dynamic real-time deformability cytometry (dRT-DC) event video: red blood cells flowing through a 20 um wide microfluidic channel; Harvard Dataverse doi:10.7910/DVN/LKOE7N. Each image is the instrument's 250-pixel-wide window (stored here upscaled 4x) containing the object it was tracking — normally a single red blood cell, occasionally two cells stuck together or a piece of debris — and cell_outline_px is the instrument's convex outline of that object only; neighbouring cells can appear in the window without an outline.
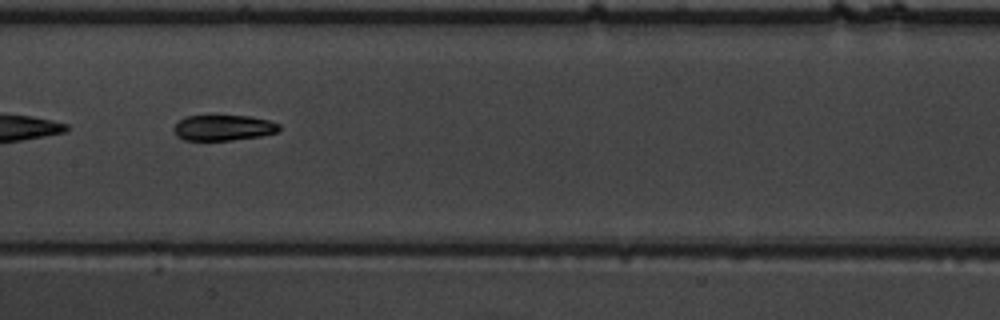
{"species": "common noctule bat (a hibernating species)", "species_latin": "Nyctalus noctula", "temperature_condition": "warm", "stored_images_in_passage": 37, "camera_frame_rate_fps": 3000, "um_per_image_px": 0.085, "animal": {"sex": "male", "body_mass_g": 19.5, "forearm_length_mm": 54.6}, "frame": {"image": 1, "passage_image": 11, "time_ms": 3.333, "image_size_px": [1000, 320], "cell_outline_px": [[280, 128], [276, 132], [260, 136], [232, 140], [184, 140], [176, 136], [172, 128], [184, 116], [252, 116], [268, 120], [280, 124]], "centroid_in_image_um": [18.97, 10.86], "position_along_channel_um": 188.4, "area_um2": 15.72}}
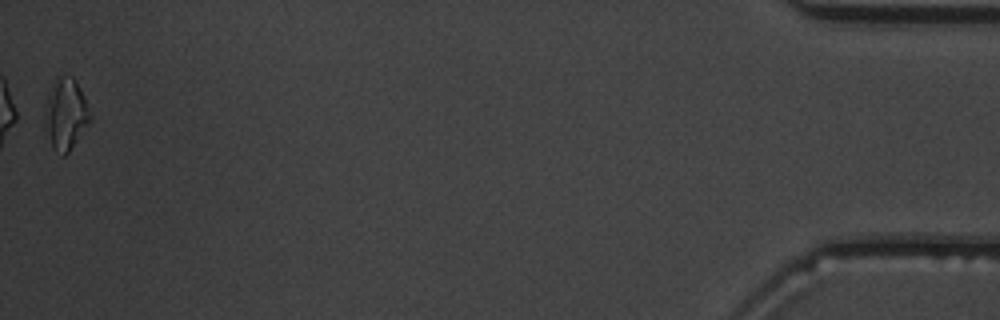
{"frame": {"image": 2, "passage_image": 37, "time_ms": 12.0, "image_size_px": [1000, 320], "cell_outline_px": [[92, 120], [68, 152], [64, 156], [60, 156], [52, 148], [44, 128], [44, 116], [48, 96], [56, 76], [72, 76], [76, 80], [92, 112]], "centroid_in_image_um": [5.6, 9.72], "position_along_channel_um": 429.6, "area_um2": 19.13}, "authors_computed_cell_mechanics": {"area_um2": 16.0684, "velocity_mm_per_s": 3.8161, "shape_relaxation_time_tau1_ms": 2.8095, "shape_relaxation_time_tau2_ms": 3.0241, "deformation_change_tau1": 0.1627, "deformation_change_tau2": 0.0864}}